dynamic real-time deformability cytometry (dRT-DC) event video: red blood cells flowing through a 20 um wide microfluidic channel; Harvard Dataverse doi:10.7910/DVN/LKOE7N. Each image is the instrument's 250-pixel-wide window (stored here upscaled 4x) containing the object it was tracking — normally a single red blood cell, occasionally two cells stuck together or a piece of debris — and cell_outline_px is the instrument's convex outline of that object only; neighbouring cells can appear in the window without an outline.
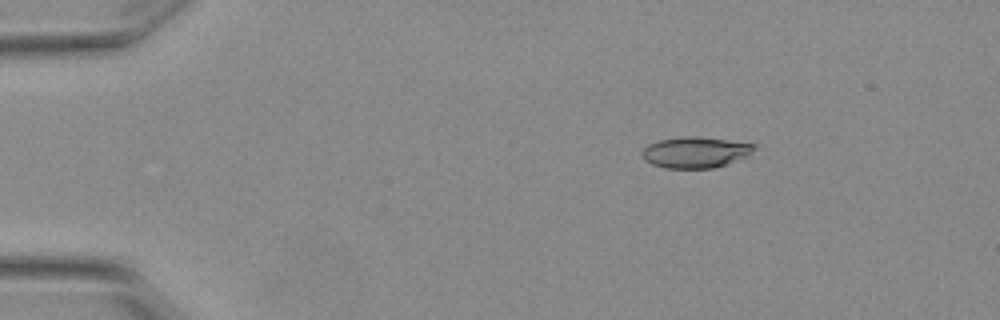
{"species": "Egyptian fruit bat (a non-hibernating species)", "species_latin": "Rousettus aegyptiacus", "temperature_condition": "warm", "stored_images_in_passage": 46, "camera_frame_rate_fps": 3000, "um_per_image_px": 0.085, "animal": {"sex": "female"}, "frame": {"image": 1, "passage_image": 1, "time_ms": 0.0, "image_size_px": [1000, 320], "cell_outline_px": [[756, 148], [744, 156], [728, 164], [712, 168], [664, 168], [652, 164], [644, 160], [640, 152], [648, 144], [660, 140], [684, 136], [696, 136], [728, 140], [756, 144]], "centroid_in_image_um": [59.06, 12.94], "position_along_channel_um": 25.9, "area_um2": 20.17}}
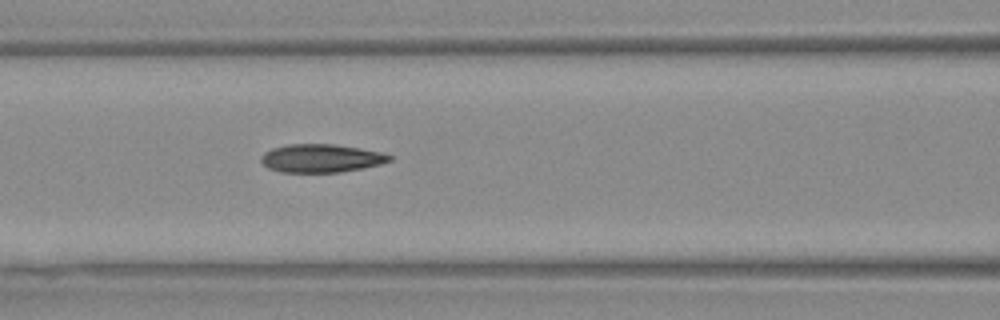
{"frame": {"image": 2, "passage_image": 16, "time_ms": 5.0, "image_size_px": [1000, 320], "cell_outline_px": [[392, 160], [380, 164], [340, 172], [280, 172], [268, 168], [260, 160], [260, 156], [264, 152], [272, 148], [288, 144], [332, 144], [360, 148], [384, 152], [392, 156]], "centroid_in_image_um": [27.28, 13.44], "position_along_channel_um": 139.3, "area_um2": 21.15}}
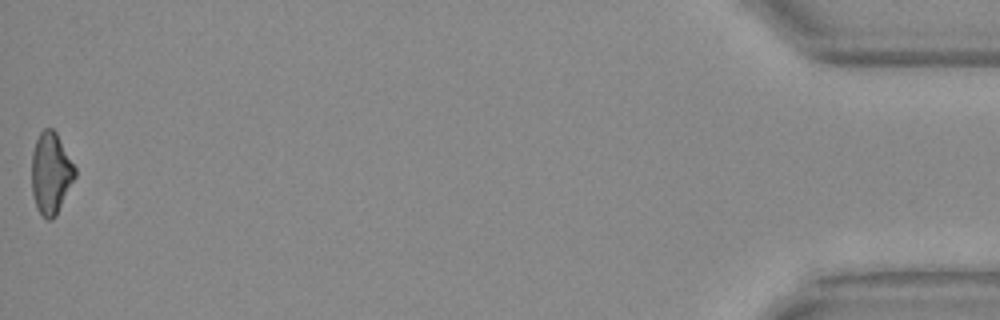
{"frame": {"image": 3, "passage_image": 46, "time_ms": 15.0, "image_size_px": [1000, 320], "cell_outline_px": [[76, 176], [56, 216], [52, 220], [48, 220], [36, 208], [32, 192], [32, 152], [36, 140], [40, 132], [44, 128], [52, 128], [56, 132], [76, 168]], "centroid_in_image_um": [4.33, 14.72], "position_along_channel_um": 430.9, "area_um2": 20.58}, "authors_computed_cell_mechanics": {"area_um2": 21.1259, "velocity_mm_per_s": 3.856, "shape_relaxation_time_tau1_ms": 7.6358, "shape_relaxation_time_tau2_ms": 3.5975, "deformation_change_tau1": 0.2025, "deformation_change_tau2": 0.1072}}